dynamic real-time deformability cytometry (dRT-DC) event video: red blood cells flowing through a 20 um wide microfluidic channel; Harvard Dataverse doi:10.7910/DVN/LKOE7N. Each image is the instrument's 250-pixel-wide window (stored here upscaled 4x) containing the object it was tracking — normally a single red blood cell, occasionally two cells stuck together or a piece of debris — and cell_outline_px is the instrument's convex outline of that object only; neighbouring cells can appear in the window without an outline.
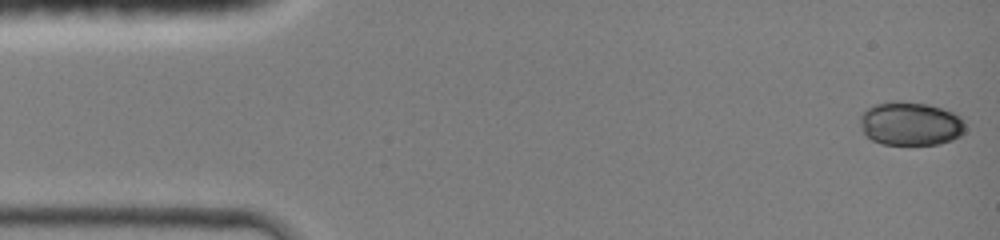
{"species": "common noctule bat (a hibernating species)", "species_latin": "Nyctalus noctula", "temperature_condition": "room temperature", "stored_images_in_passage": 44, "camera_frame_rate_fps": 3000, "um_per_image_px": 0.085, "animal": {"sex": "female", "body_mass_g": 19.0, "forearm_length_mm": 51.5}, "frame": {"image": 1, "passage_image": 1, "time_ms": 0.0, "image_size_px": [1000, 240], "cell_outline_px": [[964, 132], [960, 136], [952, 140], [940, 144], [880, 144], [872, 140], [864, 132], [860, 120], [860, 112], [876, 104], [892, 100], [900, 100], [928, 104], [952, 112], [960, 116], [964, 120]], "centroid_in_image_um": [77.39, 10.5], "position_along_channel_um": 7.6, "area_um2": 26.88}}
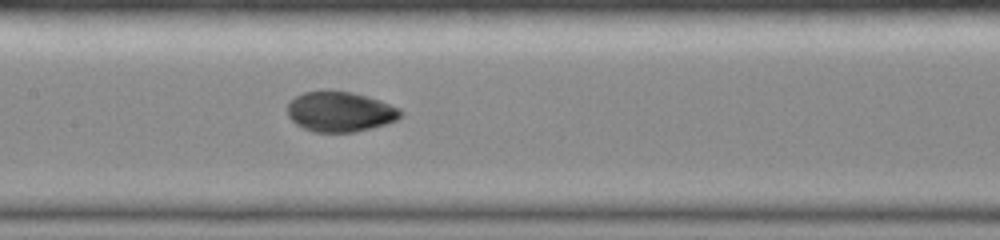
{"frame": {"image": 2, "passage_image": 21, "time_ms": 6.667, "image_size_px": [1000, 240], "cell_outline_px": [[404, 112], [396, 120], [372, 128], [356, 132], [312, 132], [296, 124], [288, 116], [288, 104], [296, 96], [304, 92], [324, 88], [328, 88], [352, 92], [368, 96], [380, 100], [400, 108]], "centroid_in_image_um": [28.9, 9.46], "position_along_channel_um": 178.5, "area_um2": 26.99}}
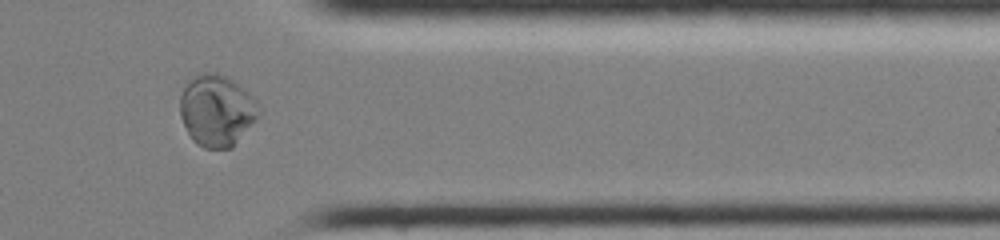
{"frame": {"image": 3, "passage_image": 36, "time_ms": 11.667, "image_size_px": [1000, 240], "cell_outline_px": [[260, 112], [232, 148], [204, 148], [196, 144], [192, 140], [180, 116], [180, 96], [184, 88], [196, 76], [204, 72], [216, 72], [228, 76], [244, 88], [256, 100], [260, 108]], "centroid_in_image_um": [18.42, 9.38], "position_along_channel_um": 393.0, "area_um2": 32.54}, "authors_computed_cell_mechanics": {"area_um2": 26.9348, "velocity_mm_per_s": 4.3328, "shape_relaxation_time_tau1_ms": 9.4687, "shape_relaxation_time_tau2_ms": null, "deformation_change_tau1": 0.3062, "deformation_change_tau2": null}}